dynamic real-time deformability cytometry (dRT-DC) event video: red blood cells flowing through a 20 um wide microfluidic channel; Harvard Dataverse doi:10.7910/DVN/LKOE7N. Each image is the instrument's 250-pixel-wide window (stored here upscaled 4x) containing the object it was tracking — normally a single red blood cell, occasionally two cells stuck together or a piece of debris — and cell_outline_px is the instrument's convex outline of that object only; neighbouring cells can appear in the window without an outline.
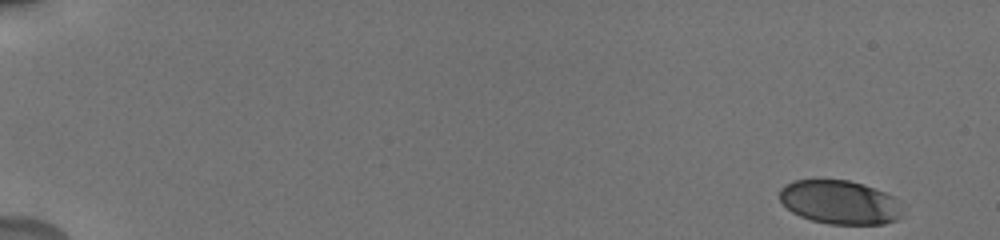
{"species": "human", "species_latin": "Homo sapiens", "temperature_condition": "cold", "stored_images_in_passage": 84, "camera_frame_rate_fps": 3000, "um_per_image_px": 0.085, "donor": {"sex": "male"}, "frame": {"image": 1, "passage_image": 1, "time_ms": 0.0, "image_size_px": [1000, 240], "cell_outline_px": [[900, 216], [896, 220], [884, 224], [828, 224], [812, 220], [800, 216], [792, 212], [780, 200], [780, 188], [784, 184], [796, 180], [848, 180], [864, 184], [884, 192], [900, 200]], "centroid_in_image_um": [71.38, 17.19], "position_along_channel_um": 13.6, "area_um2": 31.33}}
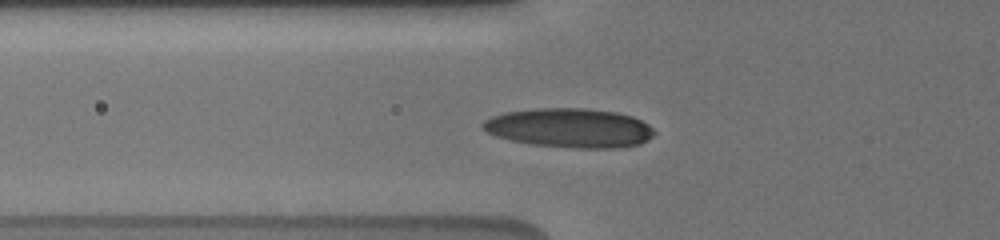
{"frame": {"image": 2, "passage_image": 19, "time_ms": 6.333, "image_size_px": [1000, 240], "cell_outline_px": [[656, 132], [648, 140], [640, 144], [616, 148], [572, 148], [532, 144], [512, 140], [496, 136], [480, 128], [480, 124], [484, 120], [492, 116], [504, 112], [536, 108], [588, 108], [616, 112], [632, 116], [648, 124]], "centroid_in_image_um": [48.41, 10.87], "position_along_channel_um": 77.4, "area_um2": 39.42}}
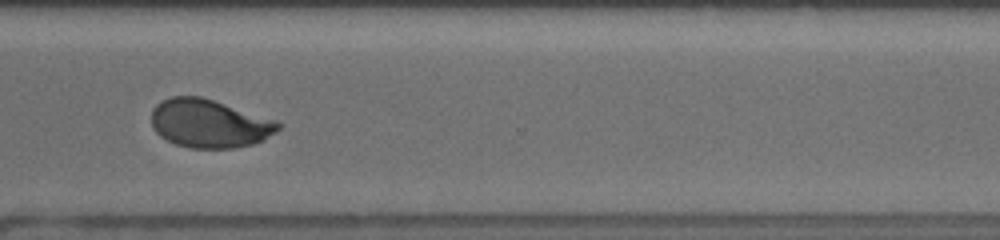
{"frame": {"image": 3, "passage_image": 58, "time_ms": 13.667, "image_size_px": [1000, 240], "cell_outline_px": [[284, 124], [276, 132], [264, 140], [252, 144], [232, 148], [192, 148], [176, 144], [160, 136], [152, 128], [152, 108], [156, 104], [172, 96], [200, 96], [276, 120]], "centroid_in_image_um": [17.8, 10.5], "position_along_channel_um": 352.8, "area_um2": 35.66}, "authors_computed_cell_mechanics": {"area_um2": 36.3273, "velocity_mm_per_s": 3.7634, "shape_relaxation_time_tau1_ms": 3.3398, "shape_relaxation_time_tau2_ms": 0.8407, "deformation_change_tau1": 0.1539, "deformation_change_tau2": 0.0526}}